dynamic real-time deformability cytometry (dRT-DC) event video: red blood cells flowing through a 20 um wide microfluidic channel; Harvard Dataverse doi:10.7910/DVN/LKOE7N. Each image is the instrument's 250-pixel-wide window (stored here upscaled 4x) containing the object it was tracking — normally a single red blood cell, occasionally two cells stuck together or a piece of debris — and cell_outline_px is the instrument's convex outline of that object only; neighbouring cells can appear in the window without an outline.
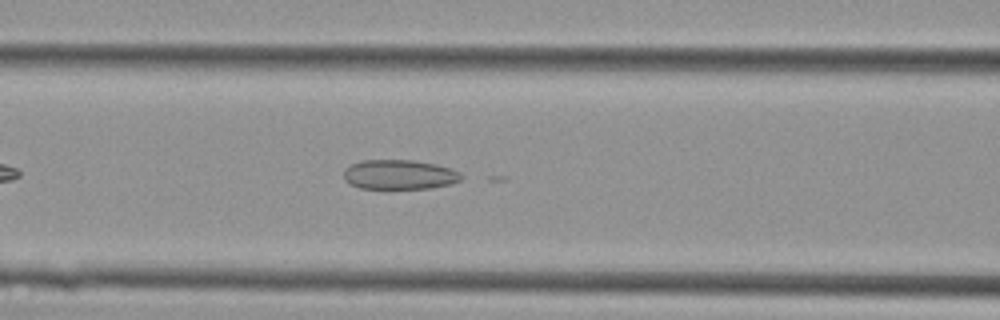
{"species": "Egyptian fruit bat (a non-hibernating species)", "species_latin": "Rousettus aegyptiacus", "temperature_condition": "cold", "stored_images_in_passage": 29, "camera_frame_rate_fps": 3000, "um_per_image_px": 0.085, "animal": {"sex": "female"}, "frame": {"image": 1, "passage_image": 6, "time_ms": 1.667, "image_size_px": [1000, 320], "cell_outline_px": [[464, 176], [460, 180], [448, 184], [432, 188], [360, 188], [344, 180], [344, 168], [360, 160], [412, 160], [436, 164], [452, 168], [460, 172]], "centroid_in_image_um": [33.95, 14.83], "position_along_channel_um": 132.6, "area_um2": 20.29}}
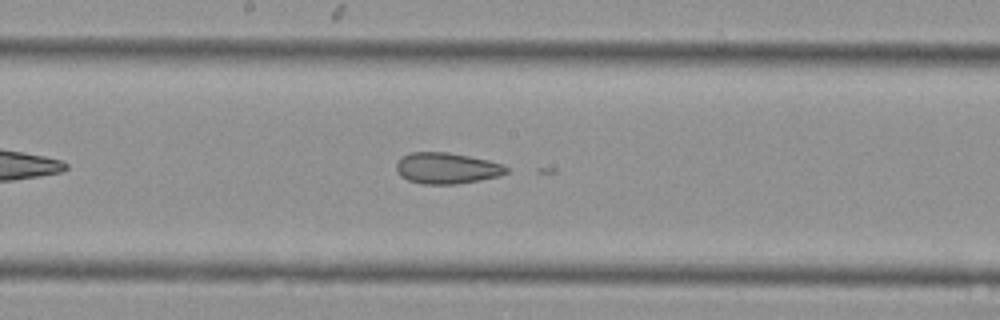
{"frame": {"image": 2, "passage_image": 11, "time_ms": 3.333, "image_size_px": [1000, 320], "cell_outline_px": [[508, 172], [500, 176], [480, 180], [456, 184], [420, 184], [408, 180], [400, 176], [396, 172], [396, 164], [404, 156], [412, 152], [448, 152], [488, 160], [504, 164], [508, 168]], "centroid_in_image_um": [37.99, 14.31], "position_along_channel_um": 210.2, "area_um2": 20.0}}
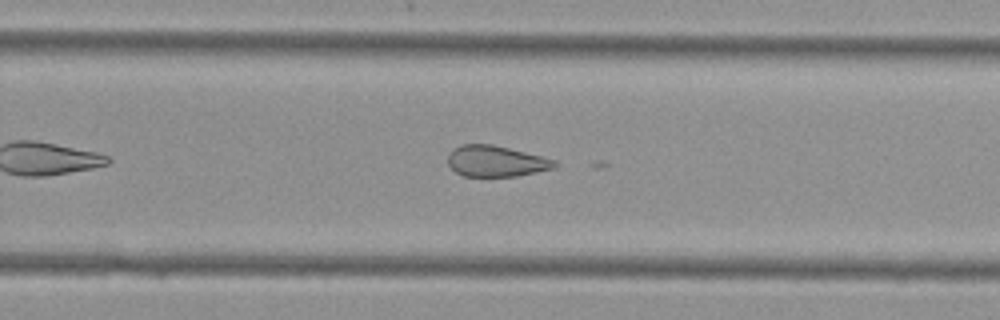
{"frame": {"image": 3, "passage_image": 16, "time_ms": 5.0, "image_size_px": [1000, 320], "cell_outline_px": [[556, 164], [552, 168], [536, 172], [516, 176], [464, 176], [456, 172], [448, 164], [448, 156], [452, 148], [460, 144], [492, 144], [556, 160]], "centroid_in_image_um": [42.1, 13.69], "position_along_channel_um": 287.7, "area_um2": 19.07}}